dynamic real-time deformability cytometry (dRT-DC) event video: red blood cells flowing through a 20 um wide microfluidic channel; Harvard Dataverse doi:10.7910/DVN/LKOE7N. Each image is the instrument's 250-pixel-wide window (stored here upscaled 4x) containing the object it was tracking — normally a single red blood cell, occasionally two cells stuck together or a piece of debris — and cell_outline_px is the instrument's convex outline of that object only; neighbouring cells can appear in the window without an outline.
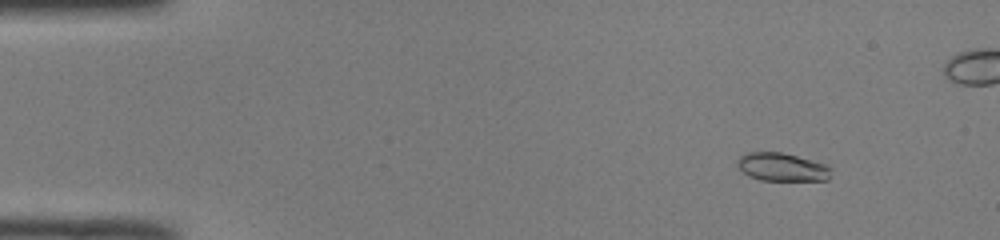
{"species": "common noctule bat (a hibernating species)", "species_latin": "Nyctalus noctula", "temperature_condition": "room temperature", "stored_images_in_passage": 52, "camera_frame_rate_fps": 3000, "um_per_image_px": 0.085, "animal": {"sex": "male", "body_mass_g": 19.0, "forearm_length_mm": 50.8}, "frame": {"image": 1, "passage_image": 6, "time_ms": 1.667, "image_size_px": [1000, 240], "cell_outline_px": [[832, 168], [828, 180], [760, 180], [748, 176], [736, 164], [736, 160], [740, 156], [748, 152], [780, 152], [828, 164]], "centroid_in_image_um": [66.48, 14.2], "position_along_channel_um": 18.5, "area_um2": 15.43}}
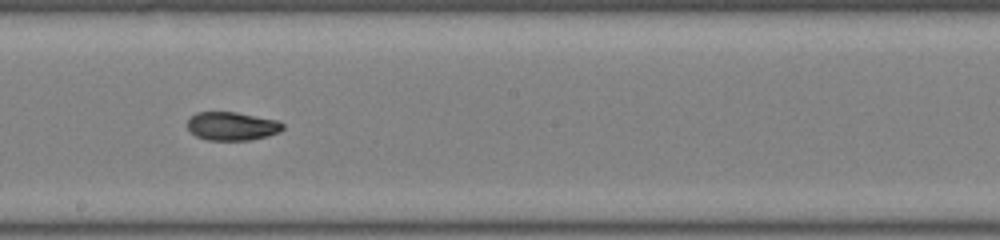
{"frame": {"image": 2, "passage_image": 29, "time_ms": 9.333, "image_size_px": [1000, 240], "cell_outline_px": [[284, 128], [280, 132], [268, 136], [248, 140], [208, 140], [196, 136], [188, 128], [188, 120], [196, 112], [236, 112], [276, 120], [284, 124]], "centroid_in_image_um": [19.74, 10.72], "position_along_channel_um": 228.5, "area_um2": 15.72}}
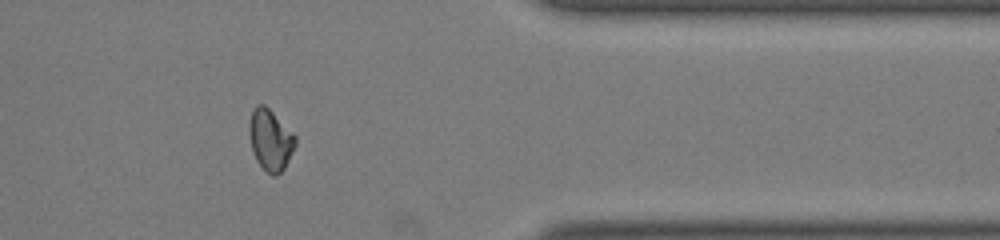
{"frame": {"image": 3, "passage_image": 42, "time_ms": 13.667, "image_size_px": [1000, 240], "cell_outline_px": [[296, 144], [284, 168], [276, 176], [272, 176], [256, 160], [252, 152], [248, 132], [248, 124], [252, 112], [256, 104], [264, 104], [296, 136]], "centroid_in_image_um": [22.96, 11.88], "position_along_channel_um": 388.4, "area_um2": 16.3}, "authors_computed_cell_mechanics": {"area_um2": 16.184, "velocity_mm_per_s": 4.0597, "shape_relaxation_time_tau1_ms": 6.5987, "shape_relaxation_time_tau2_ms": 2.6385, "deformation_change_tau1": 0.1731, "deformation_change_tau2": 0.0644}}